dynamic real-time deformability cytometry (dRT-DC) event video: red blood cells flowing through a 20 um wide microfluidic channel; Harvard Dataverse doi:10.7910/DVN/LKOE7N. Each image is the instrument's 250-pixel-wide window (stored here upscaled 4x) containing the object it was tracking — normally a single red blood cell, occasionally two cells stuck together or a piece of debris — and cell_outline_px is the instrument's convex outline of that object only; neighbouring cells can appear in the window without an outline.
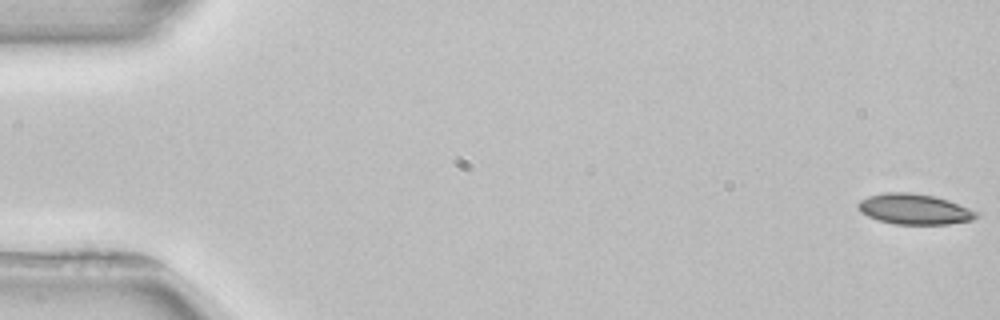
{"species": "common noctule bat (a hibernating species)", "species_latin": "Nyctalus noctula", "temperature_condition": "room temperature", "stored_images_in_passage": 53, "camera_frame_rate_fps": 3000, "um_per_image_px": 0.085, "animal": {"sex": "female", "body_mass_g": 22.7, "forearm_length_mm": 54.2}, "frame": {"image": 1, "passage_image": 1, "time_ms": 0.0, "image_size_px": [1000, 320], "cell_outline_px": [[980, 216], [972, 220], [948, 224], [892, 224], [868, 216], [860, 212], [856, 204], [860, 200], [868, 196], [884, 192], [908, 192], [936, 196], [948, 200], [980, 212]], "centroid_in_image_um": [77.73, 17.77], "position_along_channel_um": 7.3, "area_um2": 21.21}}
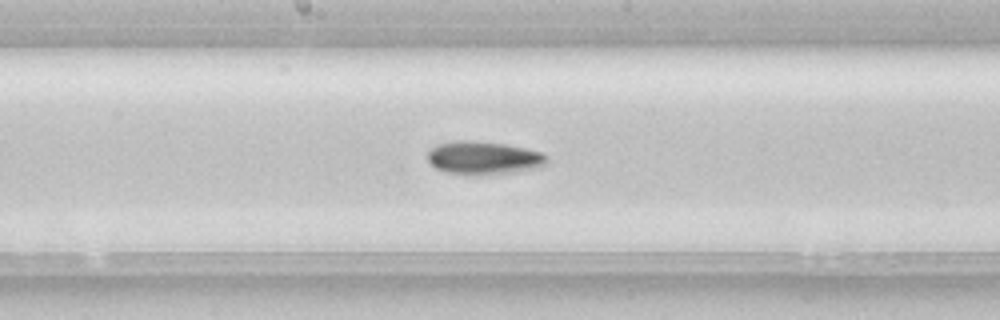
{"frame": {"image": 2, "passage_image": 28, "time_ms": 9.0, "image_size_px": [1000, 320], "cell_outline_px": [[548, 160], [540, 168], [512, 172], [476, 176], [448, 172], [436, 168], [428, 160], [428, 152], [436, 144], [456, 140], [472, 140], [504, 144], [524, 148], [540, 152], [548, 156]], "centroid_in_image_um": [41.11, 13.42], "position_along_channel_um": 207.1, "area_um2": 23.12}}
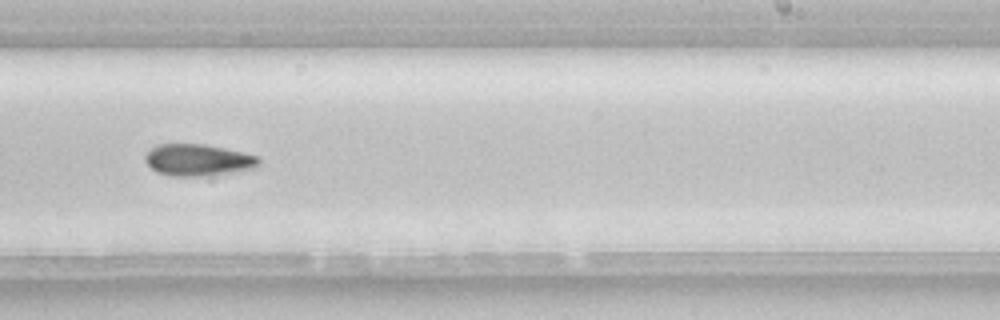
{"frame": {"image": 3, "passage_image": 33, "time_ms": 10.667, "image_size_px": [1000, 320], "cell_outline_px": [[260, 164], [252, 168], [204, 176], [168, 176], [156, 172], [144, 160], [144, 156], [156, 144], [204, 144], [244, 152], [256, 156], [260, 160]], "centroid_in_image_um": [16.78, 13.59], "position_along_channel_um": 272.2, "area_um2": 20.87}}